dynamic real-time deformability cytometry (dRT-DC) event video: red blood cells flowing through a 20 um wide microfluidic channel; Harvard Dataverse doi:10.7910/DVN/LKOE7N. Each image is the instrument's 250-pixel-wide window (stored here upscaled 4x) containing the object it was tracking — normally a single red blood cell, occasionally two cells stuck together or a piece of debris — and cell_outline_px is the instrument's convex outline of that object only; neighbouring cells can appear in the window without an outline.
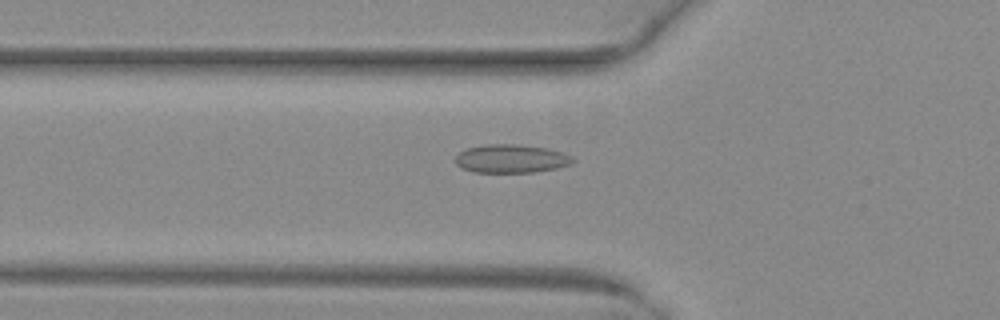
{"species": "common noctule bat (a hibernating species)", "species_latin": "Nyctalus noctula", "temperature_condition": "warm", "stored_images_in_passage": 36, "camera_frame_rate_fps": 3000, "um_per_image_px": 0.085, "animal": {"sex": "female", "body_mass_g": 29.2, "forearm_length_mm": 56.3}, "frame": {"image": 1, "passage_image": 9, "time_ms": 2.667, "image_size_px": [1000, 320], "cell_outline_px": [[576, 160], [572, 164], [556, 168], [536, 172], [472, 172], [460, 168], [456, 164], [456, 156], [460, 152], [468, 148], [484, 144], [516, 144], [548, 148], [564, 152], [572, 156]], "centroid_in_image_um": [43.48, 13.49], "position_along_channel_um": 82.3, "area_um2": 19.65}}
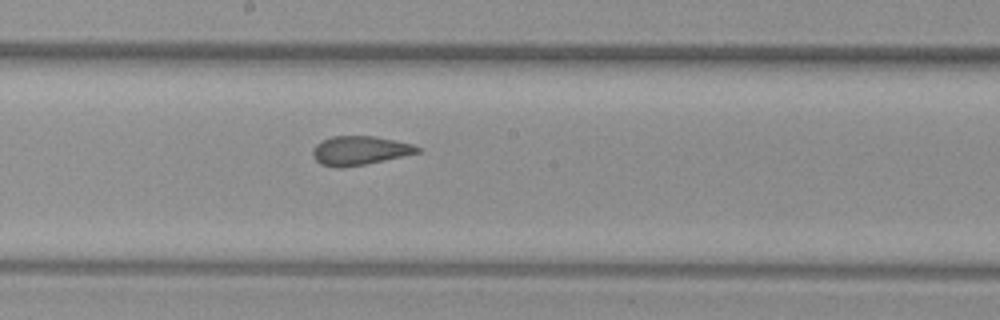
{"frame": {"image": 2, "passage_image": 19, "time_ms": 6.0, "image_size_px": [1000, 320], "cell_outline_px": [[424, 148], [420, 152], [384, 160], [364, 164], [340, 168], [320, 164], [312, 156], [312, 148], [320, 140], [332, 136], [376, 136], [412, 144]], "centroid_in_image_um": [30.56, 12.78], "position_along_channel_um": 217.6, "area_um2": 17.74}}
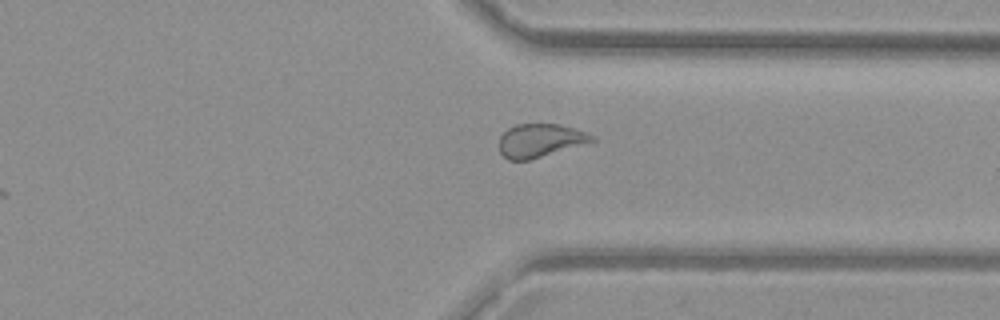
{"frame": {"image": 3, "passage_image": 30, "time_ms": 9.667, "image_size_px": [1000, 320], "cell_outline_px": [[596, 140], [528, 160], [508, 160], [500, 152], [500, 136], [508, 128], [516, 124], [560, 124], [588, 132], [596, 136]], "centroid_in_image_um": [45.92, 11.92], "position_along_channel_um": 365.5, "area_um2": 17.86}, "authors_computed_cell_mechanics": {"area_um2": 18.4382, "velocity_mm_per_s": 4.0397, "shape_relaxation_time_tau1_ms": null, "shape_relaxation_time_tau2_ms": 1.4476, "deformation_change_tau1": null, "deformation_change_tau2": 0.0647}}